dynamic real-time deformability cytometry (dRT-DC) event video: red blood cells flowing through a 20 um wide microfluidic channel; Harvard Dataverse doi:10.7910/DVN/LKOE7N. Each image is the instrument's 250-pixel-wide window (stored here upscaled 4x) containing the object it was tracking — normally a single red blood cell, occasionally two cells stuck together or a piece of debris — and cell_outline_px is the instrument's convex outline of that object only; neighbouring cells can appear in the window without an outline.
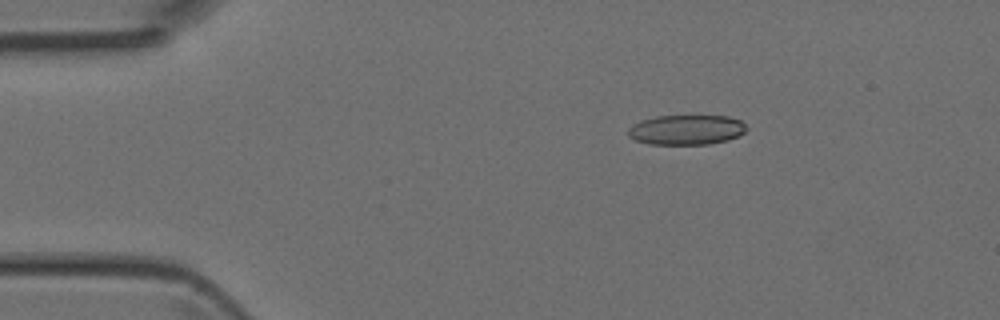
{"species": "Egyptian fruit bat (a non-hibernating species)", "species_latin": "Rousettus aegyptiacus", "temperature_condition": "room temperature", "stored_images_in_passage": 40, "camera_frame_rate_fps": 3000, "um_per_image_px": 0.085, "animal": {"sex": "female"}, "frame": {"image": 1, "passage_image": 1, "time_ms": 0.0, "image_size_px": [1000, 320], "cell_outline_px": [[748, 128], [740, 136], [728, 140], [708, 144], [648, 144], [636, 140], [628, 136], [628, 128], [632, 124], [640, 120], [656, 116], [728, 116], [740, 120]], "centroid_in_image_um": [58.34, 11.03], "position_along_channel_um": 26.7, "area_um2": 20.75}}
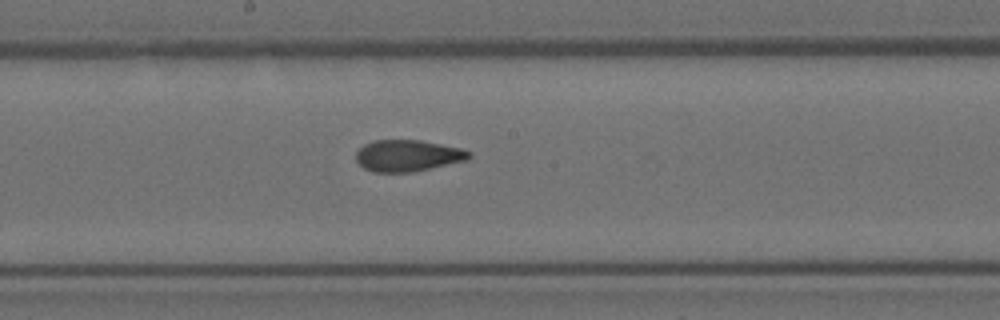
{"frame": {"image": 2, "passage_image": 18, "time_ms": 5.667, "image_size_px": [1000, 320], "cell_outline_px": [[472, 156], [468, 160], [412, 172], [372, 172], [364, 168], [356, 160], [356, 152], [364, 144], [372, 140], [420, 140], [460, 148], [472, 152]], "centroid_in_image_um": [34.66, 13.23], "position_along_channel_um": 213.5, "area_um2": 20.81}}
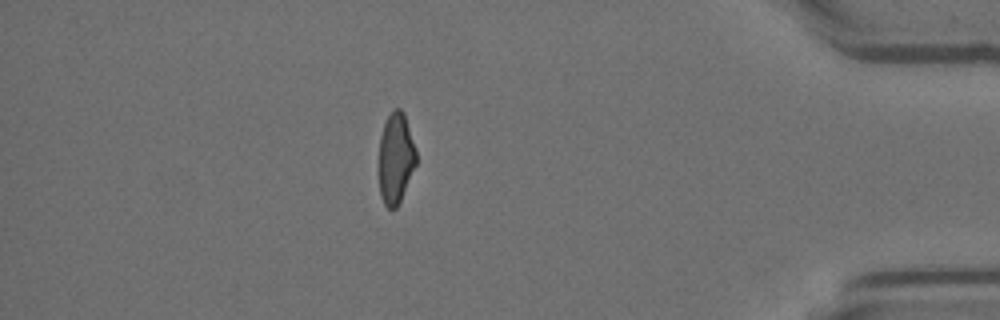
{"frame": {"image": 3, "passage_image": 34, "time_ms": 11.0, "image_size_px": [1000, 320], "cell_outline_px": [[416, 164], [400, 200], [396, 208], [392, 212], [384, 204], [380, 196], [380, 136], [384, 124], [388, 116], [396, 108], [400, 108], [404, 112], [416, 152]], "centroid_in_image_um": [33.64, 13.47], "position_along_channel_um": 401.6, "area_um2": 19.36}}